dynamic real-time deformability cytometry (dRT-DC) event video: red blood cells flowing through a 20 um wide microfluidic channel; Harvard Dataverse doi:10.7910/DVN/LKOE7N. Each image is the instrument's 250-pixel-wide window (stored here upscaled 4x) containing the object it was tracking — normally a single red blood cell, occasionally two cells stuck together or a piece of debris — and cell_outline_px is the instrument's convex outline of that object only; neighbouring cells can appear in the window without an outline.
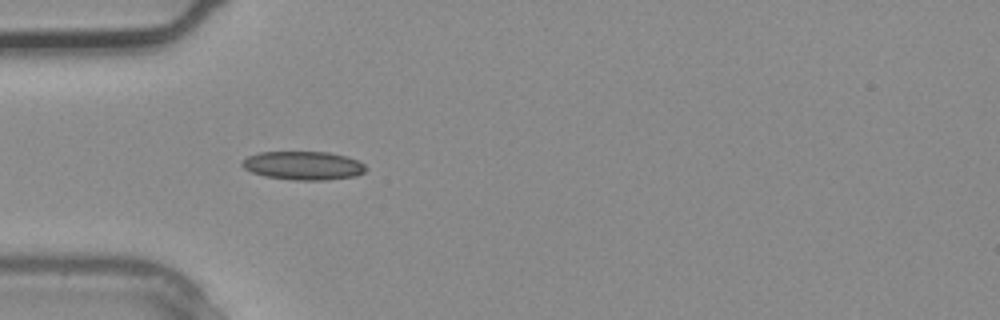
{"species": "common noctule bat (a hibernating species)", "species_latin": "Nyctalus noctula", "temperature_condition": "warm", "stored_images_in_passage": 1, "camera_frame_rate_fps": 3000, "um_per_image_px": 0.085, "animal": {"sex": "male", "body_mass_g": 20.4}, "frame": {"image": 1, "passage_image": 1, "time_ms": 0.0, "image_size_px": [1000, 320], "cell_outline_px": [[368, 168], [364, 172], [356, 176], [324, 180], [292, 180], [264, 176], [252, 172], [244, 168], [240, 164], [248, 156], [260, 152], [328, 152], [348, 156], [364, 164]], "centroid_in_image_um": [25.8, 14.07], "position_along_channel_um": 59.2, "area_um2": 20.63}}